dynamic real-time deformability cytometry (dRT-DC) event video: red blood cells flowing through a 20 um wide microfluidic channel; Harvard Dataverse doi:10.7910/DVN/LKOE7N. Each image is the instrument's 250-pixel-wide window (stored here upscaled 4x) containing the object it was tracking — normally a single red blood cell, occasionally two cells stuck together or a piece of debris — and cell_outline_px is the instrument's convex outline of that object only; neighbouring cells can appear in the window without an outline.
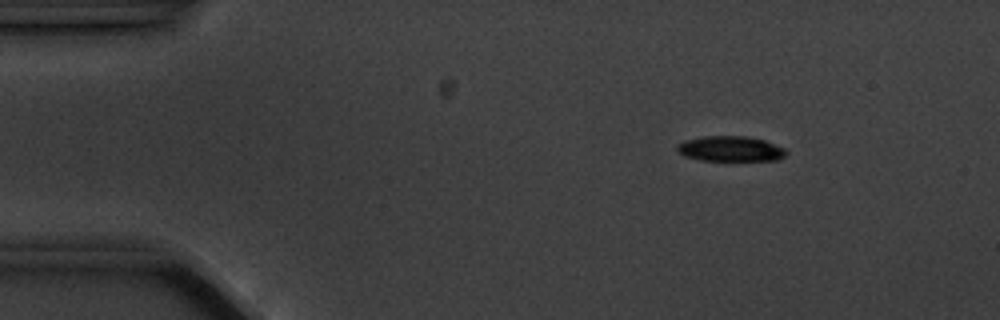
{"species": "common noctule bat (a hibernating species)", "species_latin": "Nyctalus noctula", "temperature_condition": "cold", "stored_images_in_passage": 5, "camera_frame_rate_fps": 3000, "um_per_image_px": 0.085, "animal": {"sex": "male", "body_mass_g": 20.1, "forearm_length_mm": 53.5}, "frame": {"image": 1, "passage_image": 2, "time_ms": 1.333, "image_size_px": [1000, 320], "cell_outline_px": [[788, 152], [784, 156], [776, 160], [700, 160], [684, 156], [676, 148], [684, 140], [704, 136], [744, 136], [764, 140], [784, 148]], "centroid_in_image_um": [62.09, 12.64], "position_along_channel_um": 22.9, "area_um2": 15.84}}